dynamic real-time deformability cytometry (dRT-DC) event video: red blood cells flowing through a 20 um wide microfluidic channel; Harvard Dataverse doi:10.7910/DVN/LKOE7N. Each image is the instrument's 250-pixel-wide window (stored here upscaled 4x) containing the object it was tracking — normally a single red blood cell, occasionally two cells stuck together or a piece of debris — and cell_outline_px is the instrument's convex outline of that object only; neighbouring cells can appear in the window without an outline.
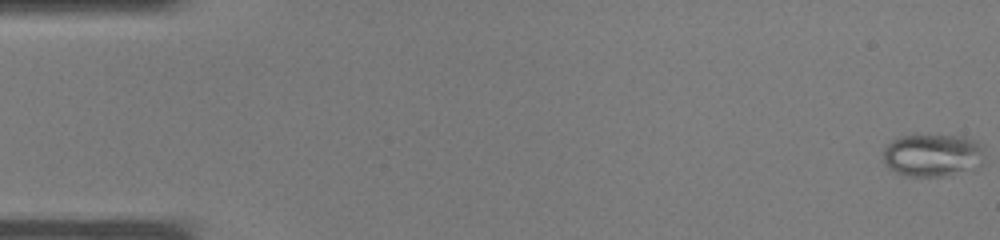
{"species": "common noctule bat (a hibernating species)", "species_latin": "Nyctalus noctula", "temperature_condition": "warm", "stored_images_in_passage": 38, "camera_frame_rate_fps": 3000, "um_per_image_px": 0.085, "animal": {"sex": "male", "body_mass_g": 19.0, "forearm_length_mm": 50.8}, "frame": {"image": 1, "passage_image": 1, "time_ms": 0.0, "image_size_px": [1000, 240], "cell_outline_px": [[984, 160], [980, 164], [940, 176], [908, 176], [896, 172], [888, 168], [884, 164], [884, 144], [900, 136], [964, 136], [976, 140], [984, 144]], "centroid_in_image_um": [79.24, 13.16], "position_along_channel_um": 5.8, "area_um2": 24.97}}
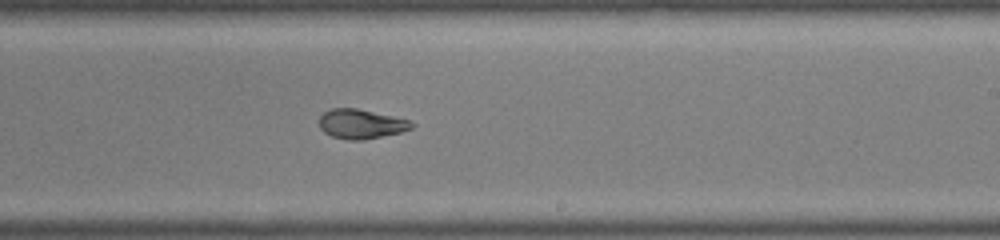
{"frame": {"image": 2, "passage_image": 23, "time_ms": 7.333, "image_size_px": [1000, 240], "cell_outline_px": [[416, 124], [412, 128], [400, 132], [364, 140], [348, 140], [332, 136], [324, 132], [320, 128], [320, 116], [324, 112], [332, 108], [356, 108], [412, 120]], "centroid_in_image_um": [30.71, 10.53], "position_along_channel_um": 258.3, "area_um2": 15.9}}
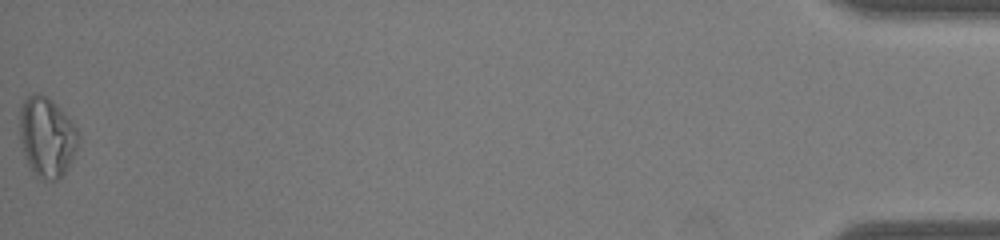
{"frame": {"image": 3, "passage_image": 38, "time_ms": 12.333, "image_size_px": [1000, 240], "cell_outline_px": [[76, 148], [64, 172], [56, 180], [44, 180], [36, 176], [28, 164], [24, 156], [20, 140], [20, 108], [24, 100], [32, 92], [40, 92], [52, 100], [56, 104], [76, 128]], "centroid_in_image_um": [3.92, 11.61], "position_along_channel_um": 431.3, "area_um2": 26.76}}